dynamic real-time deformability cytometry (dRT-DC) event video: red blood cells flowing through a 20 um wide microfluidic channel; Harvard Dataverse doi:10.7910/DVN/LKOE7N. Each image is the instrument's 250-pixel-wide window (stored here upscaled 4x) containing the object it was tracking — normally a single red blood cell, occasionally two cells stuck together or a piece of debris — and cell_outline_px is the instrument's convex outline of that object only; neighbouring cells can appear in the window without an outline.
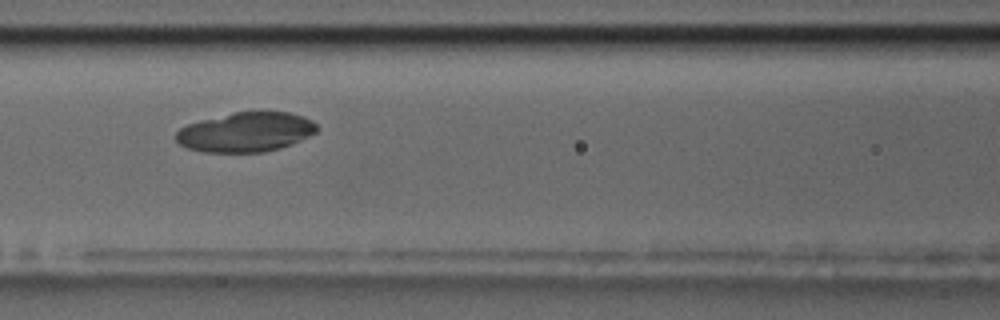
{"species": "common noctule bat (a hibernating species)", "species_latin": "Nyctalus noctula", "temperature_condition": "room temperature", "stored_images_in_passage": 52, "camera_frame_rate_fps": 3000, "um_per_image_px": 0.085, "animal": {"sex": "male", "body_mass_g": 17.5, "forearm_length_mm": 52.3}, "frame": {"image": 1, "passage_image": 25, "time_ms": 8.0, "image_size_px": [1000, 320], "cell_outline_px": [[316, 132], [300, 140], [280, 148], [264, 152], [204, 152], [188, 148], [180, 144], [176, 140], [176, 132], [180, 128], [188, 124], [200, 120], [232, 112], [292, 112], [304, 116], [312, 120], [316, 124]], "centroid_in_image_um": [20.89, 11.22], "position_along_channel_um": 145.7, "area_um2": 32.43}}
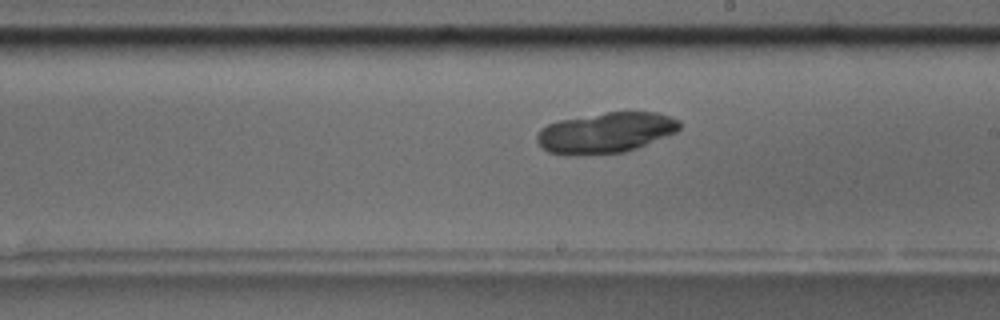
{"frame": {"image": 2, "passage_image": 33, "time_ms": 10.667, "image_size_px": [1000, 320], "cell_outline_px": [[680, 128], [676, 132], [636, 148], [624, 152], [580, 156], [564, 156], [548, 152], [536, 140], [536, 136], [540, 128], [556, 120], [604, 112], [656, 112], [680, 120]], "centroid_in_image_um": [51.43, 11.29], "position_along_channel_um": 237.6, "area_um2": 34.1}}
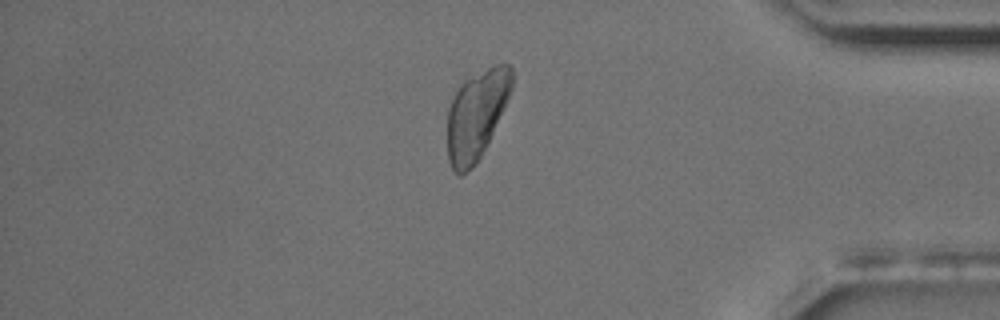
{"frame": {"image": 3, "passage_image": 49, "time_ms": 16.0, "image_size_px": [1000, 320], "cell_outline_px": [[512, 88], [508, 100], [476, 164], [472, 168], [460, 176], [452, 168], [448, 160], [448, 108], [460, 80], [496, 64], [508, 64], [512, 68]], "centroid_in_image_um": [40.48, 9.71], "position_along_channel_um": 394.7, "area_um2": 33.29}}